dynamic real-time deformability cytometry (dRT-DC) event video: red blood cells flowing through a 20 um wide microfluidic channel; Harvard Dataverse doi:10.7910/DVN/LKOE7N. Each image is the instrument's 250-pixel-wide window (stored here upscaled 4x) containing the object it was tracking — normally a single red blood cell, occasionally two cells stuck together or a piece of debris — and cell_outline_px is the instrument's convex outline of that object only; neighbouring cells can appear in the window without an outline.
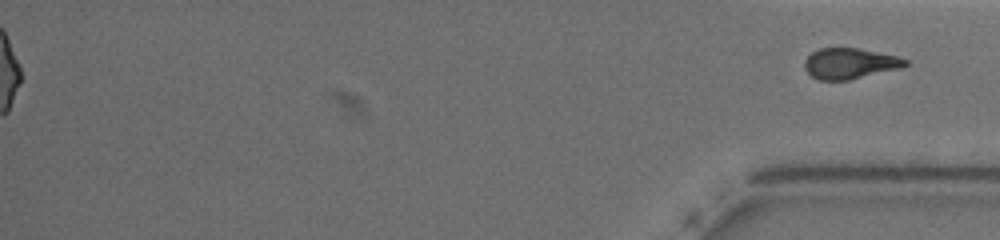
{"species": "common noctule bat (a hibernating species)", "species_latin": "Nyctalus noctula", "temperature_condition": "warm", "stored_images_in_passage": 40, "segment_of_instrument_passage": [2, 2], "camera_frame_rate_fps": 3000, "um_per_image_px": 0.085, "animal": {"sex": "female", "body_mass_g": 19.5, "forearm_length_mm": 54.1}, "frame": {"image": 1, "passage_image": 40, "time_ms": 13.333, "image_size_px": [1000, 240], "cell_outline_px": [[908, 64], [900, 68], [848, 80], [820, 80], [812, 76], [804, 68], [804, 60], [812, 52], [820, 48], [860, 48], [896, 56], [908, 60]], "centroid_in_image_um": [72.22, 5.39], "position_along_channel_um": 363.0, "area_um2": 17.92}}